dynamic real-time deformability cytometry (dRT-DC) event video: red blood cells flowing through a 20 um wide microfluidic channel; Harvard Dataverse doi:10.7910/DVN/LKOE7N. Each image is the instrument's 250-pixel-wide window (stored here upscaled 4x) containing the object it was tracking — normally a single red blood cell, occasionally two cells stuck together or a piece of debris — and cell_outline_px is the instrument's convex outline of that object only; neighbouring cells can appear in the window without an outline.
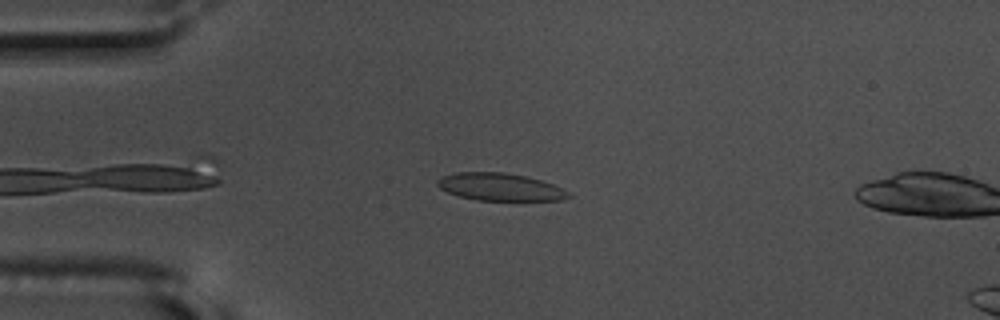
{"species": "common noctule bat (a hibernating species)", "species_latin": "Nyctalus noctula", "temperature_condition": "warm", "stored_images_in_passage": 8, "camera_frame_rate_fps": 3000, "um_per_image_px": 0.085, "animal": {"sex": "male", "body_mass_g": 17.5, "forearm_length_mm": 52.3}, "frame": {"image": 1, "passage_image": 5, "time_ms": 1.333, "image_size_px": [1000, 320], "cell_outline_px": [[572, 196], [564, 200], [476, 200], [460, 196], [448, 192], [440, 188], [436, 184], [436, 180], [444, 176], [456, 172], [504, 172], [524, 176], [540, 180], [552, 184], [568, 192]], "centroid_in_image_um": [42.49, 15.89], "position_along_channel_um": 42.5, "area_um2": 20.81}}